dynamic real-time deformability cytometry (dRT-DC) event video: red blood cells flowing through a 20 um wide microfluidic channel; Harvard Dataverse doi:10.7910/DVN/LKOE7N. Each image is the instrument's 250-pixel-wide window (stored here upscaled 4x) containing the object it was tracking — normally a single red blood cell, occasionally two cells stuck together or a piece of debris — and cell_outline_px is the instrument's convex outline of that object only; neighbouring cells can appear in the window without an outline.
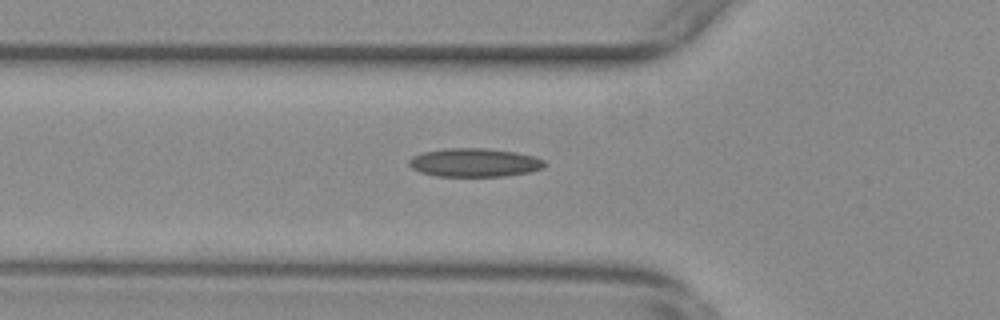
{"species": "common noctule bat (a hibernating species)", "species_latin": "Nyctalus noctula", "temperature_condition": "warm", "stored_images_in_passage": 40, "camera_frame_rate_fps": 3000, "um_per_image_px": 0.085, "animal": {"sex": "female", "body_mass_g": 29.2, "forearm_length_mm": 56.3}, "frame": {"image": 1, "passage_image": 4, "time_ms": 1.0, "image_size_px": [1000, 320], "cell_outline_px": [[544, 168], [528, 172], [504, 176], [436, 176], [420, 172], [412, 168], [408, 164], [408, 160], [412, 156], [424, 152], [448, 148], [484, 148], [516, 152], [536, 156], [544, 160]], "centroid_in_image_um": [40.32, 13.81], "position_along_channel_um": 85.5, "area_um2": 22.54}}
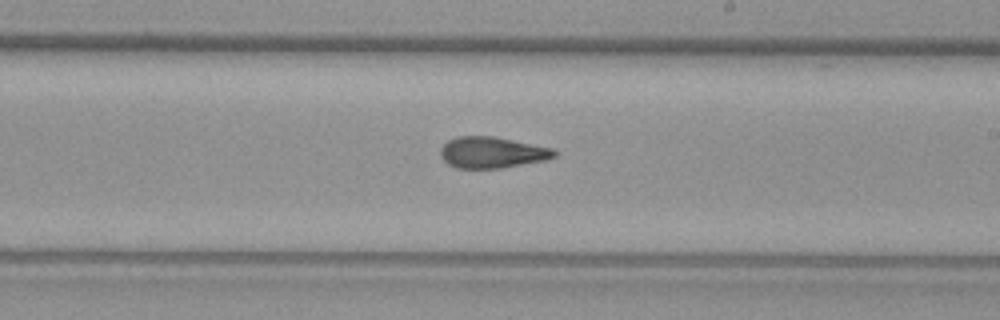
{"frame": {"image": 2, "passage_image": 17, "time_ms": 5.333, "image_size_px": [1000, 320], "cell_outline_px": [[556, 156], [544, 160], [500, 168], [456, 168], [448, 164], [440, 156], [440, 148], [448, 140], [456, 136], [496, 136], [552, 148], [556, 152]], "centroid_in_image_um": [41.79, 12.95], "position_along_channel_um": 247.2, "area_um2": 20.69}}
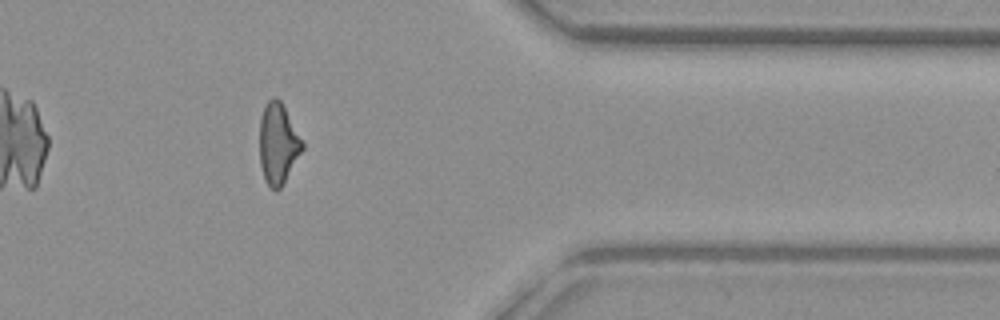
{"frame": {"image": 3, "passage_image": 30, "time_ms": 9.667, "image_size_px": [1000, 320], "cell_outline_px": [[304, 148], [280, 188], [276, 192], [264, 180], [260, 164], [260, 120], [264, 104], [272, 96], [276, 96], [280, 100], [304, 144]], "centroid_in_image_um": [23.61, 12.2], "position_along_channel_um": 387.8, "area_um2": 19.94}, "authors_computed_cell_mechanics": {"area_um2": 20.6924, "velocity_mm_per_s": 3.719, "shape_relaxation_time_tau1_ms": null, "shape_relaxation_time_tau2_ms": 2.7229, "deformation_change_tau1": null, "deformation_change_tau2": 0.1076}}